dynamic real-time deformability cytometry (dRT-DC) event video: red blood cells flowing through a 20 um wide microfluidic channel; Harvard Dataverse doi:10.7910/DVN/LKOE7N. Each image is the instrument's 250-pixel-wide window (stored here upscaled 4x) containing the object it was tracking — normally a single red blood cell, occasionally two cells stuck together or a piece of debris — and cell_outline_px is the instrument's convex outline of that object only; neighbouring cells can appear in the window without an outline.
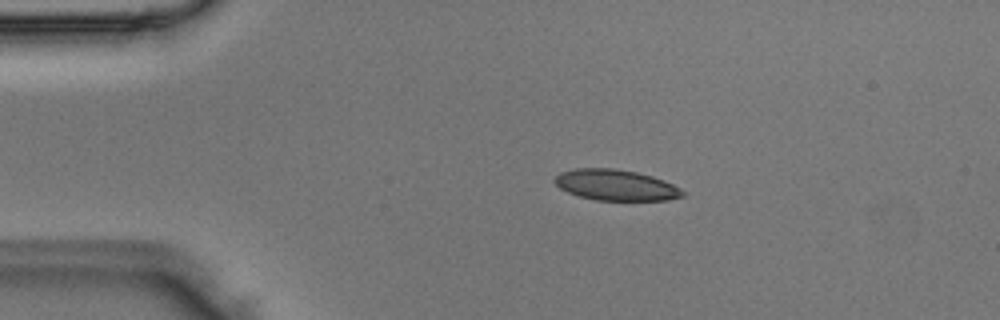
{"species": "Egyptian fruit bat (a non-hibernating species)", "species_latin": "Rousettus aegyptiacus", "temperature_condition": "room temperature", "stored_images_in_passage": 4, "camera_frame_rate_fps": 3000, "um_per_image_px": 0.085, "animal": {"sex": "male"}, "frame": {"image": 1, "passage_image": 3, "time_ms": 0.667, "image_size_px": [1000, 320], "cell_outline_px": [[684, 196], [668, 200], [596, 200], [580, 196], [568, 192], [560, 188], [552, 180], [560, 172], [576, 168], [616, 168], [636, 172], [652, 176], [664, 180], [680, 188], [684, 192]], "centroid_in_image_um": [52.34, 15.72], "position_along_channel_um": 32.7, "area_um2": 23.0}}